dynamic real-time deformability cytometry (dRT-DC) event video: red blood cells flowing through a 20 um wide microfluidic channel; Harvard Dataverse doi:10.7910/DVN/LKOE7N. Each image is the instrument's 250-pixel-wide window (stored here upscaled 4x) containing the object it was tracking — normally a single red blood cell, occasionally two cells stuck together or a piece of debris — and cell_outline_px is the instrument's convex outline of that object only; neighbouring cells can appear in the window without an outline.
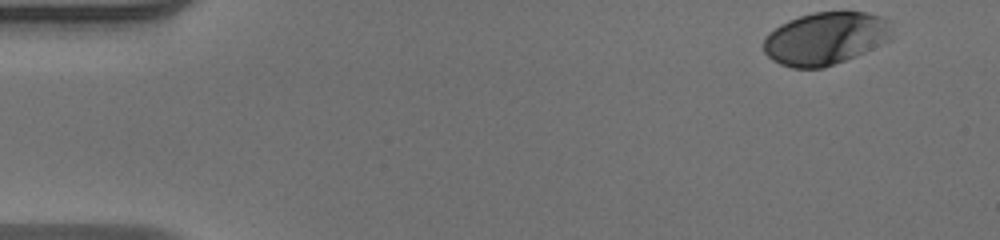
{"species": "human", "species_latin": "Homo sapiens", "temperature_condition": "warm", "stored_images_in_passage": 41, "camera_frame_rate_fps": 3000, "um_per_image_px": 0.085, "donor": {"sex": "male"}, "frame": {"image": 1, "passage_image": 1, "time_ms": 0.0, "image_size_px": [1000, 240], "cell_outline_px": [[892, 40], [856, 56], [824, 68], [792, 68], [780, 64], [772, 60], [764, 52], [764, 40], [768, 32], [780, 24], [788, 20], [812, 12], [864, 12], [880, 16], [888, 20]], "centroid_in_image_um": [70.16, 3.27], "position_along_channel_um": 14.8, "area_um2": 39.54}}
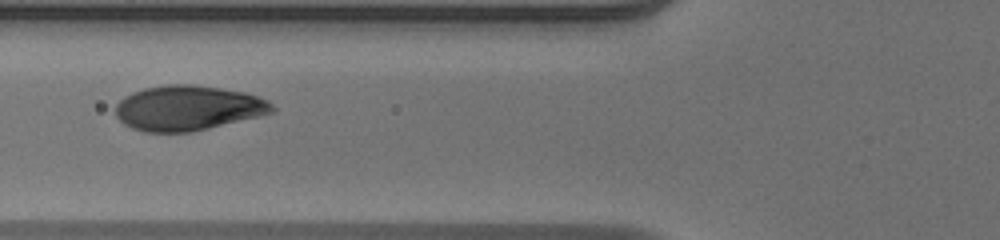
{"frame": {"image": 2, "passage_image": 17, "time_ms": 5.333, "image_size_px": [1000, 240], "cell_outline_px": [[276, 112], [260, 116], [192, 132], [144, 132], [132, 128], [124, 124], [116, 116], [116, 104], [124, 96], [132, 92], [144, 88], [168, 84], [192, 84], [220, 88], [244, 92], [268, 100], [276, 108]], "centroid_in_image_um": [15.98, 9.18], "position_along_channel_um": 109.8, "area_um2": 41.21}}
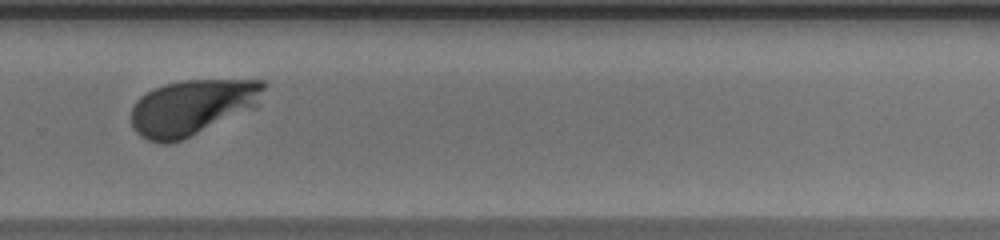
{"frame": {"image": 3, "passage_image": 32, "time_ms": 10.333, "image_size_px": [1000, 240], "cell_outline_px": [[268, 84], [260, 104], [256, 108], [180, 140], [168, 144], [164, 144], [148, 140], [140, 136], [132, 128], [132, 108], [136, 100], [140, 96], [152, 88], [164, 84], [180, 80], [264, 80]], "centroid_in_image_um": [16.38, 9.1], "position_along_channel_um": 313.4, "area_um2": 43.41}, "authors_computed_cell_mechanics": {"area_um2": 41.8472, "velocity_mm_per_s": 4.0778, "shape_relaxation_time_tau1_ms": 1.9856, "shape_relaxation_time_tau2_ms": null, "deformation_change_tau1": 0.1406, "deformation_change_tau2": null}}